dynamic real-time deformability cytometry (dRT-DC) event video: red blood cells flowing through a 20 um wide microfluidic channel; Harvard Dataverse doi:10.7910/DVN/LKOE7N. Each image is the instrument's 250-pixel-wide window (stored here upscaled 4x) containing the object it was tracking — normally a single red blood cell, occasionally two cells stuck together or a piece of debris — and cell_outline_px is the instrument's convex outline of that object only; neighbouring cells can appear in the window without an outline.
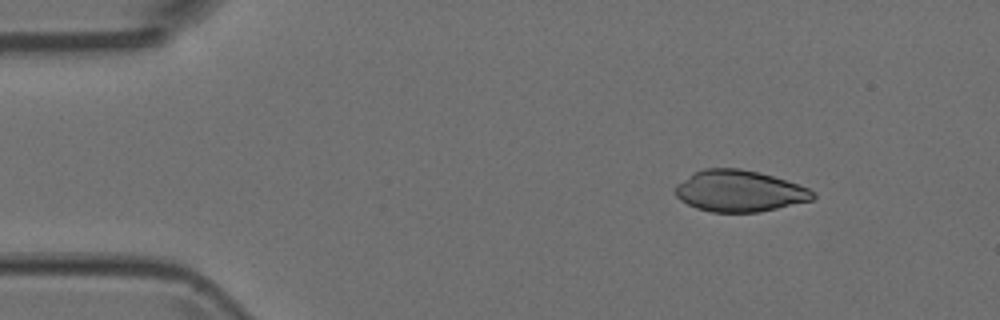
{"species": "Egyptian fruit bat (a non-hibernating species)", "species_latin": "Rousettus aegyptiacus", "temperature_condition": "room temperature", "stored_images_in_passage": 5, "camera_frame_rate_fps": 3000, "um_per_image_px": 0.085, "animal": {"sex": "female"}, "frame": {"image": 1, "passage_image": 2, "time_ms": 0.333, "image_size_px": [1000, 320], "cell_outline_px": [[816, 196], [812, 200], [776, 208], [756, 212], [712, 212], [696, 208], [680, 200], [676, 196], [676, 184], [692, 172], [704, 168], [740, 168], [760, 172], [808, 188], [816, 192]], "centroid_in_image_um": [62.81, 16.23], "position_along_channel_um": 22.2, "area_um2": 33.12}}